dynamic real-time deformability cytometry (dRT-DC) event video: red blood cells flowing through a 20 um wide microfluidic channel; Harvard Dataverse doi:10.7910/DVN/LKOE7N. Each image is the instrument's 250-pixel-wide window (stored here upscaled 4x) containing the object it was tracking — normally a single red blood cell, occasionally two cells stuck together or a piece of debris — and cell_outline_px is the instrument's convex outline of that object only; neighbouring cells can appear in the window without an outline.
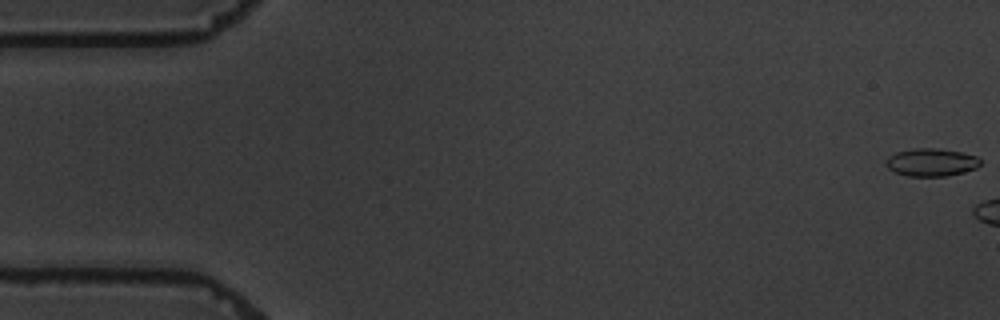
{"species": "common noctule bat (a hibernating species)", "species_latin": "Nyctalus noctula", "temperature_condition": "warm", "stored_images_in_passage": 6, "camera_frame_rate_fps": 3000, "um_per_image_px": 0.085, "animal": {"sex": "male", "body_mass_g": 19.5, "forearm_length_mm": 54.6}, "frame": {"image": 1, "passage_image": 1, "time_ms": 0.0, "image_size_px": [1000, 320], "cell_outline_px": [[980, 164], [976, 168], [964, 172], [948, 176], [908, 176], [896, 172], [888, 168], [884, 164], [888, 156], [896, 152], [912, 148], [936, 148], [964, 152], [976, 156], [980, 160]], "centroid_in_image_um": [79.15, 13.79], "position_along_channel_um": 5.8, "area_um2": 15.43}}
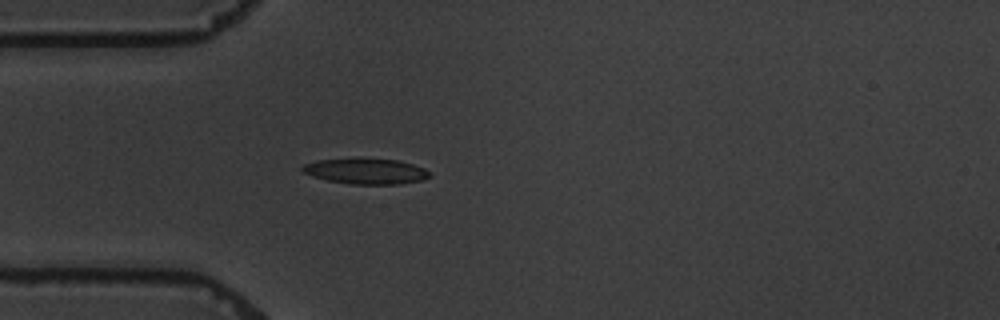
{"frame": {"image": 2, "passage_image": 6, "time_ms": 6.667, "image_size_px": [1000, 320], "cell_outline_px": [[432, 176], [420, 180], [400, 184], [348, 184], [328, 180], [312, 176], [304, 172], [300, 168], [304, 164], [316, 160], [396, 160], [412, 164], [424, 168]], "centroid_in_image_um": [31.1, 14.58], "position_along_channel_um": 53.9, "area_um2": 18.32}}